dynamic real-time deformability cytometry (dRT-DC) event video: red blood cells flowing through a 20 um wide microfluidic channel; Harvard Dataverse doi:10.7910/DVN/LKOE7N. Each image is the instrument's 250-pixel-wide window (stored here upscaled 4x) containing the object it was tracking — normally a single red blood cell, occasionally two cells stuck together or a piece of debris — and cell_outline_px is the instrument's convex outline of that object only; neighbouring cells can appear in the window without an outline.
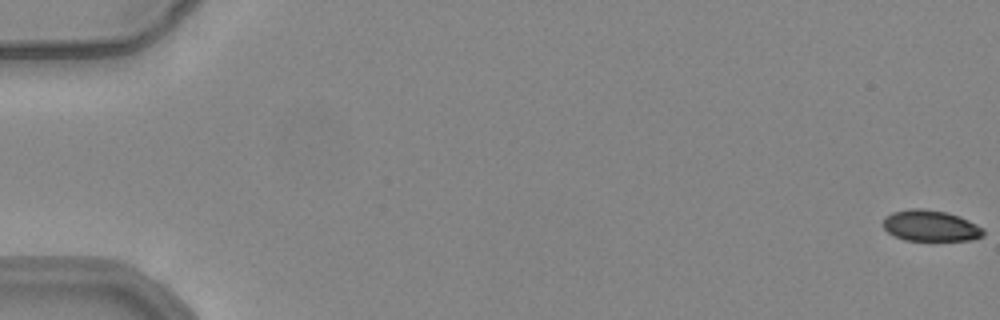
{"species": "common noctule bat (a hibernating species)", "species_latin": "Nyctalus noctula", "temperature_condition": "warm", "stored_images_in_passage": 55, "camera_frame_rate_fps": 3000, "um_per_image_px": 0.085, "animal": {"sex": "female", "body_mass_g": 24.6, "forearm_length_mm": 56.2}, "frame": {"image": 1, "passage_image": 1, "time_ms": 0.0, "image_size_px": [1000, 320], "cell_outline_px": [[984, 236], [972, 240], [904, 240], [888, 232], [884, 228], [884, 216], [892, 212], [912, 208], [920, 208], [944, 212], [968, 220], [984, 228]], "centroid_in_image_um": [79.1, 19.19], "position_along_channel_um": 5.9, "area_um2": 17.98}}
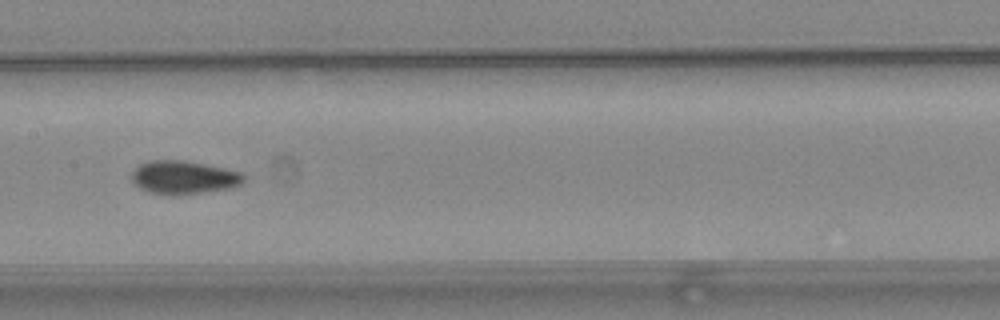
{"frame": {"image": 2, "passage_image": 29, "time_ms": 9.333, "image_size_px": [1000, 320], "cell_outline_px": [[244, 180], [240, 184], [232, 188], [204, 192], [172, 196], [148, 192], [140, 188], [132, 180], [132, 172], [140, 164], [148, 160], [180, 160], [204, 164], [244, 172]], "centroid_in_image_um": [15.62, 15.09], "position_along_channel_um": 191.8, "area_um2": 21.85}}
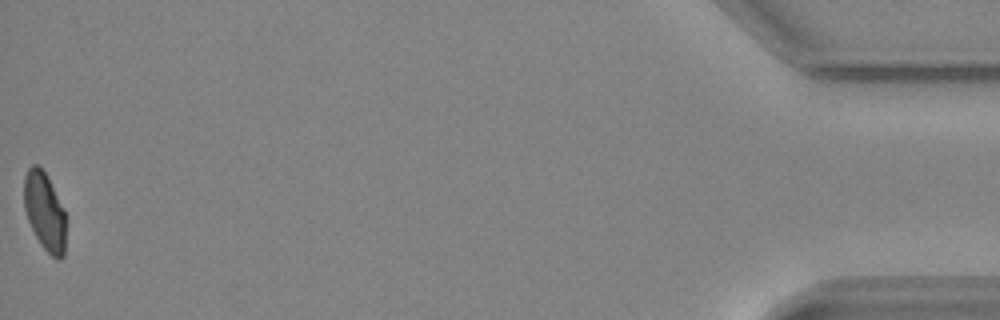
{"frame": {"image": 3, "passage_image": 55, "time_ms": 18.0, "image_size_px": [1000, 320], "cell_outline_px": [[64, 256], [60, 260], [56, 260], [40, 244], [28, 220], [24, 208], [24, 176], [28, 168], [32, 164], [40, 164], [64, 208]], "centroid_in_image_um": [3.77, 17.95], "position_along_channel_um": 431.4, "area_um2": 18.9}, "authors_computed_cell_mechanics": {"area_um2": 20.4034, "velocity_mm_per_s": 3.8956, "shape_relaxation_time_tau1_ms": 9.3946, "shape_relaxation_time_tau2_ms": 1.3165, "deformation_change_tau1": 0.1899, "deformation_change_tau2": 0.0654}}